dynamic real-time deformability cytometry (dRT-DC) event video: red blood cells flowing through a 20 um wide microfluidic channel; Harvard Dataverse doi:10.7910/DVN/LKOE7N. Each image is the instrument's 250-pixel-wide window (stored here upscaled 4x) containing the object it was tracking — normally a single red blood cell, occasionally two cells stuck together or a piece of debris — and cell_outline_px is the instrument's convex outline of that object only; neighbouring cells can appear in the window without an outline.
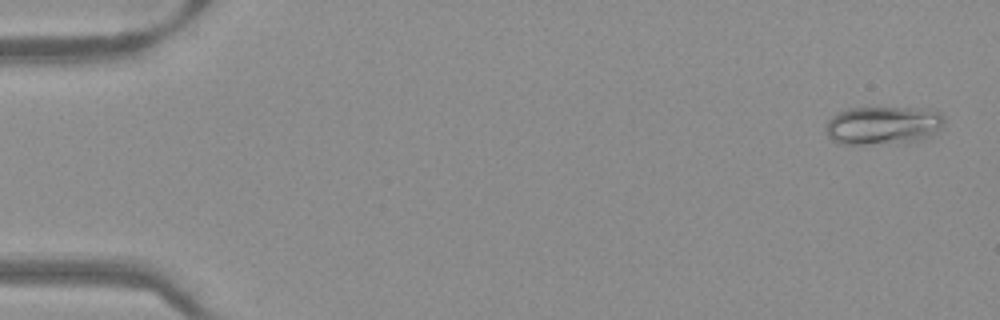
{"species": "Egyptian fruit bat (a non-hibernating species)", "species_latin": "Rousettus aegyptiacus", "temperature_condition": "warm", "stored_images_in_passage": 51, "camera_frame_rate_fps": 3000, "um_per_image_px": 0.085, "frame": {"image": 1, "passage_image": 2, "time_ms": 0.333, "image_size_px": [1000, 320], "cell_outline_px": [[944, 124], [940, 132], [928, 140], [864, 144], [836, 144], [828, 136], [828, 120], [832, 116], [848, 108], [928, 108], [940, 112], [944, 116]], "centroid_in_image_um": [75.16, 10.66], "position_along_channel_um": 9.8, "area_um2": 26.76}}
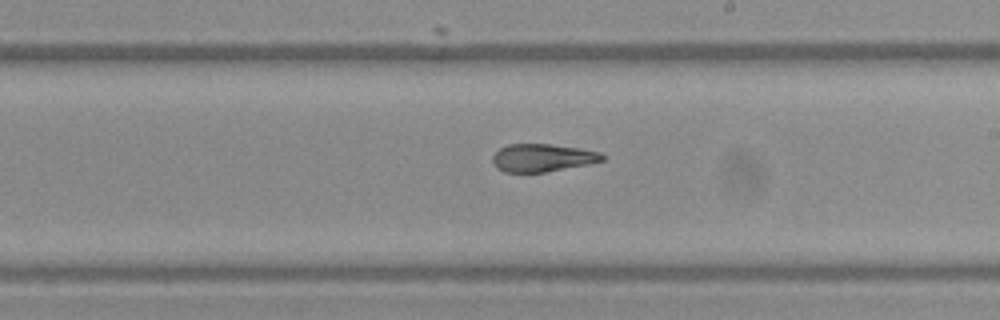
{"frame": {"image": 2, "passage_image": 30, "time_ms": 9.667, "image_size_px": [1000, 320], "cell_outline_px": [[604, 160], [592, 164], [544, 172], [504, 172], [496, 168], [492, 160], [492, 156], [500, 148], [508, 144], [552, 144], [580, 148], [600, 152], [604, 156]], "centroid_in_image_um": [46.12, 13.41], "position_along_channel_um": 242.9, "area_um2": 17.92}}
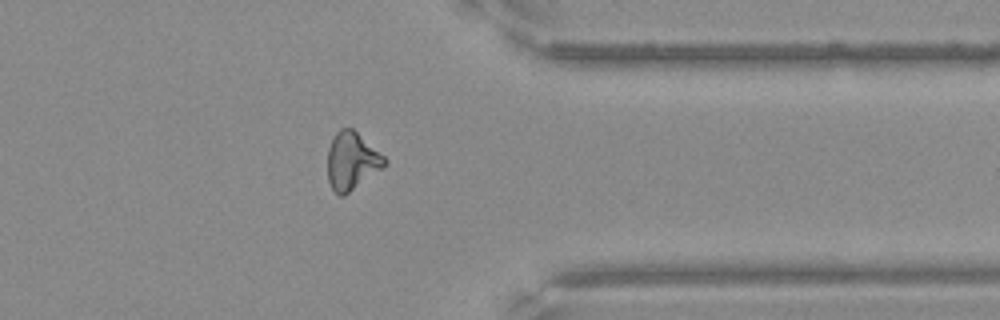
{"frame": {"image": 3, "passage_image": 41, "time_ms": 13.333, "image_size_px": [1000, 320], "cell_outline_px": [[388, 160], [380, 168], [344, 196], [340, 196], [332, 188], [328, 180], [328, 148], [336, 132], [340, 128], [352, 128], [384, 156]], "centroid_in_image_um": [29.86, 13.67], "position_along_channel_um": 381.5, "area_um2": 18.55}}